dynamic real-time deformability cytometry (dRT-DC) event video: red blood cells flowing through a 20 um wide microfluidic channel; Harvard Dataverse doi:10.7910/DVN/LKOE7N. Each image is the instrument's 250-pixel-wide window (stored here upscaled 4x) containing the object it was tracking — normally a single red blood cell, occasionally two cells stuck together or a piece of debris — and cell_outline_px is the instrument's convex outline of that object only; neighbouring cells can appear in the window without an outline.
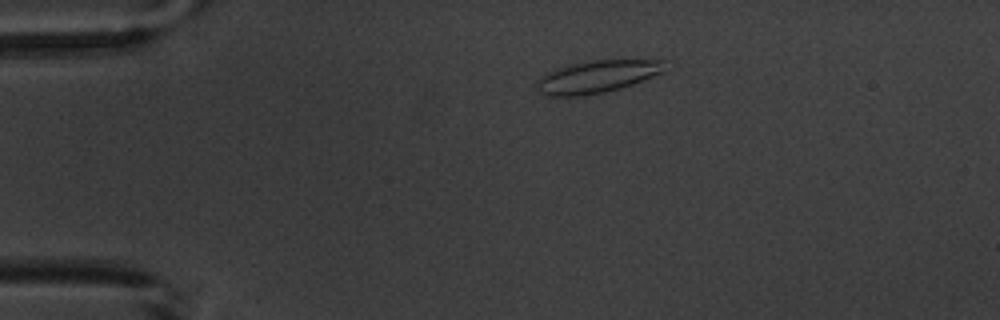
{"species": "common noctule bat (a hibernating species)", "species_latin": "Nyctalus noctula", "temperature_condition": "warm", "stored_images_in_passage": 4, "camera_frame_rate_fps": 3000, "um_per_image_px": 0.085, "animal": {"sex": "male", "body_mass_g": 20.1, "forearm_length_mm": 53.5}, "frame": {"image": 1, "passage_image": 2, "time_ms": 2.333, "image_size_px": [1000, 320], "cell_outline_px": [[668, 60], [664, 72], [632, 84], [620, 88], [604, 92], [584, 96], [544, 96], [536, 88], [540, 76], [544, 72], [556, 68], [588, 60]], "centroid_in_image_um": [50.74, 6.51], "position_along_channel_um": 34.3, "area_um2": 24.39}}
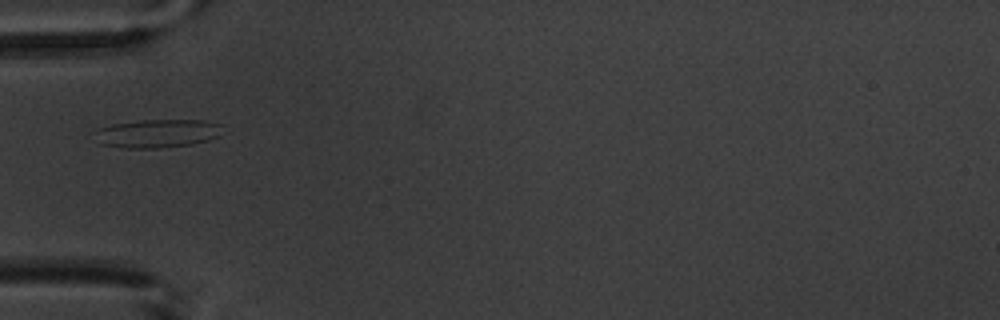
{"frame": {"image": 2, "passage_image": 4, "time_ms": 4.667, "image_size_px": [1000, 320], "cell_outline_px": [[220, 136], [208, 140], [192, 144], [160, 148], [124, 148], [100, 144], [92, 132], [96, 128], [112, 124], [140, 120], [204, 120], [220, 124]], "centroid_in_image_um": [13.31, 11.34], "position_along_channel_um": 71.7, "area_um2": 21.33}}